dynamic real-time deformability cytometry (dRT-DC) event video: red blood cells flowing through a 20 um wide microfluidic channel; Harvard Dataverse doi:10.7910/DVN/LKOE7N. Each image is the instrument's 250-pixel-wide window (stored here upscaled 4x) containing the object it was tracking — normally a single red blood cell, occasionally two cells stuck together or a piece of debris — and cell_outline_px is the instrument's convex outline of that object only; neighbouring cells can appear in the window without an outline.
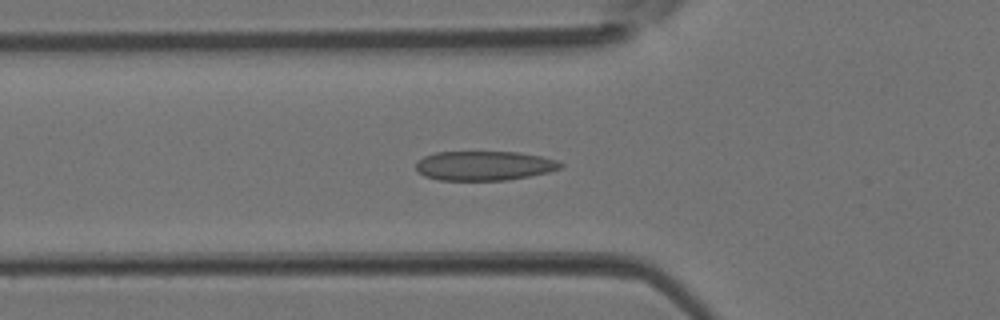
{"species": "Egyptian fruit bat (a non-hibernating species)", "species_latin": "Rousettus aegyptiacus", "temperature_condition": "room temperature", "stored_images_in_passage": 33, "camera_frame_rate_fps": 3000, "um_per_image_px": 0.085, "animal": {"sex": "female"}, "frame": {"image": 1, "passage_image": 9, "time_ms": 2.667, "image_size_px": [1000, 320], "cell_outline_px": [[564, 168], [548, 172], [508, 180], [440, 180], [424, 176], [416, 168], [416, 160], [424, 156], [436, 152], [520, 152], [540, 156], [556, 160], [564, 164]], "centroid_in_image_um": [41.17, 14.08], "position_along_channel_um": 84.6, "area_um2": 24.85}}
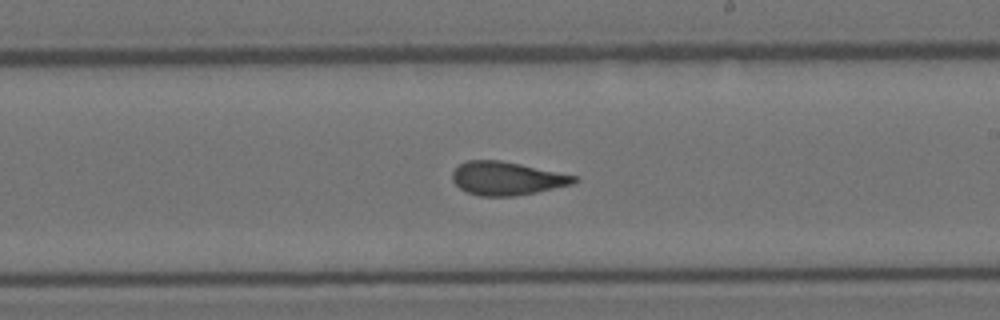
{"frame": {"image": 2, "passage_image": 19, "time_ms": 6.0, "image_size_px": [1000, 320], "cell_outline_px": [[580, 180], [572, 184], [536, 192], [516, 196], [480, 196], [468, 192], [460, 188], [452, 180], [452, 172], [460, 164], [468, 160], [500, 160], [520, 164], [576, 176]], "centroid_in_image_um": [43.06, 15.16], "position_along_channel_um": 245.9, "area_um2": 23.47}}
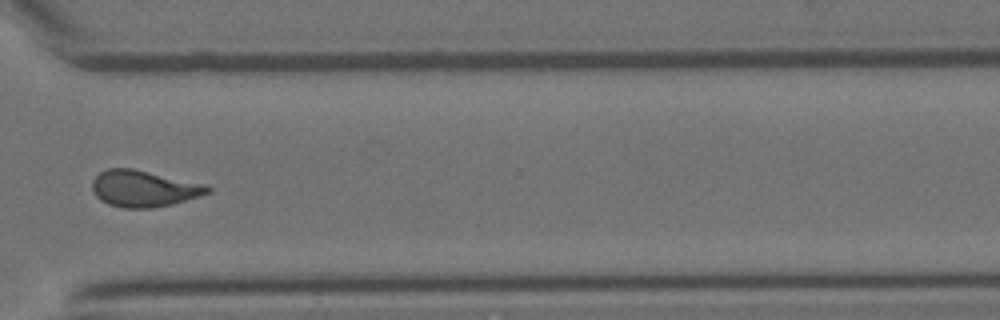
{"frame": {"image": 3, "passage_image": 26, "time_ms": 8.333, "image_size_px": [1000, 320], "cell_outline_px": [[212, 192], [200, 196], [172, 204], [152, 208], [124, 208], [108, 204], [100, 200], [96, 196], [92, 188], [92, 180], [100, 172], [108, 168], [132, 168], [200, 184], [212, 188]], "centroid_in_image_um": [12.17, 16.04], "position_along_channel_um": 358.4, "area_um2": 24.16}}